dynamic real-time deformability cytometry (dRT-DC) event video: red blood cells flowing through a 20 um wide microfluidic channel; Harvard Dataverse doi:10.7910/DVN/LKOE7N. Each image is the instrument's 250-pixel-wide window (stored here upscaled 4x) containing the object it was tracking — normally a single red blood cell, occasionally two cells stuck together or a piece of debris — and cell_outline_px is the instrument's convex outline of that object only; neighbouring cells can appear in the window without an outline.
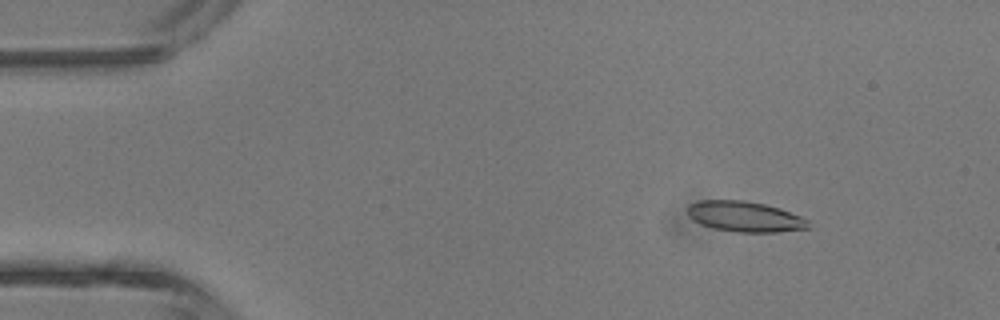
{"species": "common noctule bat (a hibernating species)", "species_latin": "Nyctalus noctula", "temperature_condition": "room temperature", "stored_images_in_passage": 5, "camera_frame_rate_fps": 3000, "um_per_image_px": 0.085, "animal": {"sex": "male", "body_mass_g": 13.3}, "frame": {"image": 1, "passage_image": 2, "time_ms": 1.333, "image_size_px": [1000, 320], "cell_outline_px": [[812, 228], [776, 232], [736, 232], [712, 228], [700, 224], [692, 220], [688, 216], [688, 204], [700, 200], [744, 200], [764, 204], [780, 208], [800, 216], [808, 220]], "centroid_in_image_um": [63.3, 18.41], "position_along_channel_um": 21.7, "area_um2": 21.68}}
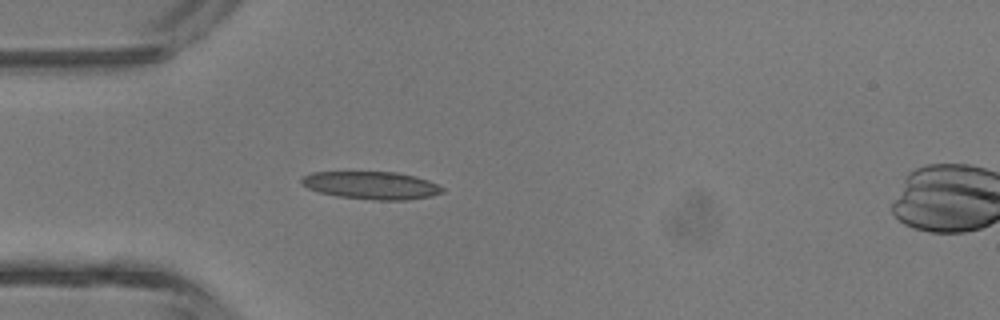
{"frame": {"image": 2, "passage_image": 4, "time_ms": 3.667, "image_size_px": [1000, 320], "cell_outline_px": [[444, 192], [432, 196], [408, 200], [372, 200], [336, 196], [320, 192], [308, 188], [300, 184], [300, 180], [304, 176], [312, 172], [396, 172], [416, 176], [428, 180], [444, 188]], "centroid_in_image_um": [31.58, 15.76], "position_along_channel_um": 53.4, "area_um2": 22.89}}